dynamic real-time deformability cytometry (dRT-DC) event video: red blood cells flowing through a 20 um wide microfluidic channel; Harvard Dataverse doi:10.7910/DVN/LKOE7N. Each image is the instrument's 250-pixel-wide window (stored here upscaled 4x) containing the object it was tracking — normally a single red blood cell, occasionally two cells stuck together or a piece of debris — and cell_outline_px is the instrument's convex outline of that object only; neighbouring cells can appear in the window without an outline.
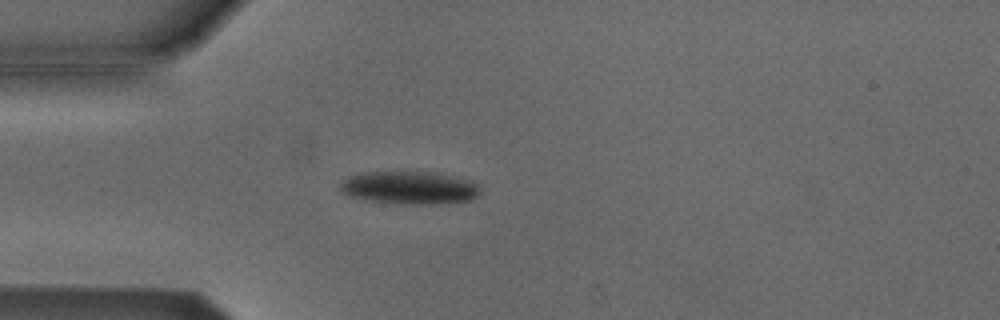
{"species": "Egyptian fruit bat (a non-hibernating species)", "species_latin": "Rousettus aegyptiacus", "temperature_condition": "cold", "stored_images_in_passage": 40, "camera_frame_rate_fps": 3000, "um_per_image_px": 0.085, "animal": {"sex": "male"}, "frame": {"image": 1, "passage_image": 1, "time_ms": 0.0, "image_size_px": [1000, 320], "cell_outline_px": [[480, 192], [476, 196], [468, 200], [432, 204], [400, 204], [372, 200], [348, 196], [340, 192], [340, 184], [348, 176], [360, 172], [432, 172], [452, 176], [468, 180], [476, 184], [480, 188]], "centroid_in_image_um": [34.75, 15.95], "position_along_channel_um": 50.2, "area_um2": 26.59}}
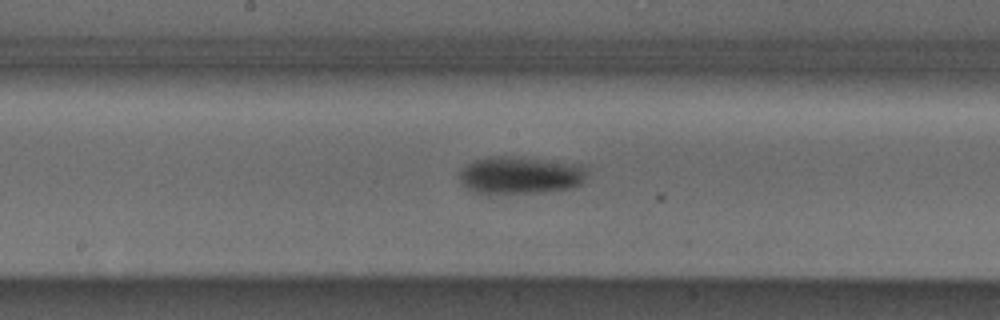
{"frame": {"image": 2, "passage_image": 14, "time_ms": 4.333, "image_size_px": [1000, 320], "cell_outline_px": [[588, 168], [584, 180], [580, 184], [572, 188], [544, 192], [472, 192], [460, 184], [460, 172], [468, 164], [476, 160], [488, 156], [508, 156], [588, 164]], "centroid_in_image_um": [44.29, 14.87], "position_along_channel_um": 203.9, "area_um2": 27.86}}
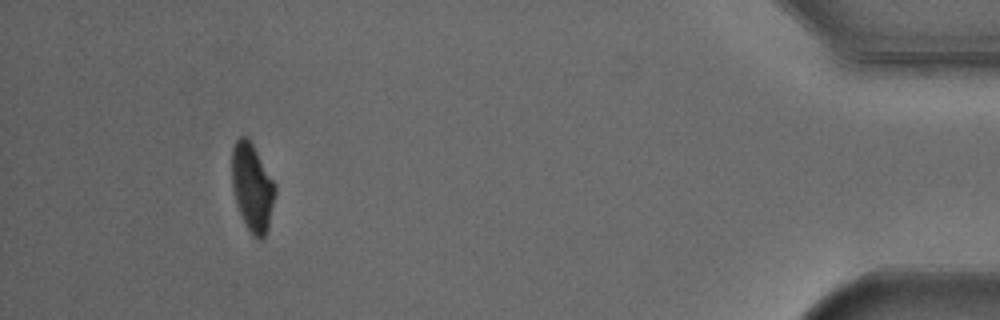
{"frame": {"image": 3, "passage_image": 36, "time_ms": 11.667, "image_size_px": [1000, 320], "cell_outline_px": [[276, 192], [268, 228], [264, 236], [260, 240], [252, 236], [236, 204], [232, 184], [232, 148], [236, 140], [240, 136], [248, 136], [276, 184]], "centroid_in_image_um": [21.45, 15.89], "position_along_channel_um": 413.8, "area_um2": 22.14}, "authors_computed_cell_mechanics": {"area_um2": 26.6458, "velocity_mm_per_s": 3.7978, "shape_relaxation_time_tau1_ms": 4.1513, "shape_relaxation_time_tau2_ms": null, "deformation_change_tau1": 0.1407, "deformation_change_tau2": null}}